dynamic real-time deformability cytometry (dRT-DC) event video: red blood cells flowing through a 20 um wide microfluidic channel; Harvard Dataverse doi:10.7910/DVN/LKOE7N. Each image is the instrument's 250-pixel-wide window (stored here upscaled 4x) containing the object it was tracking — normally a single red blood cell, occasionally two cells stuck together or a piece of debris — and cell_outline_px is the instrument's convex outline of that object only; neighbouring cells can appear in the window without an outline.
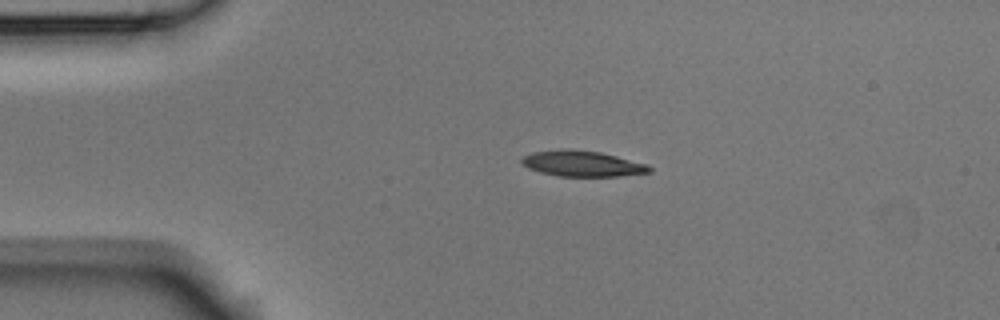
{"species": "Egyptian fruit bat (a non-hibernating species)", "species_latin": "Rousettus aegyptiacus", "temperature_condition": "room temperature", "stored_images_in_passage": 3, "camera_frame_rate_fps": 3000, "um_per_image_px": 0.085, "animal": {"sex": "male"}, "frame": {"image": 1, "passage_image": 2, "time_ms": 0.333, "image_size_px": [1000, 320], "cell_outline_px": [[652, 172], [620, 176], [560, 176], [540, 172], [528, 168], [520, 160], [524, 156], [532, 152], [560, 148], [572, 148], [600, 152], [648, 164], [652, 168]], "centroid_in_image_um": [49.5, 13.89], "position_along_channel_um": 35.5, "area_um2": 19.31}}